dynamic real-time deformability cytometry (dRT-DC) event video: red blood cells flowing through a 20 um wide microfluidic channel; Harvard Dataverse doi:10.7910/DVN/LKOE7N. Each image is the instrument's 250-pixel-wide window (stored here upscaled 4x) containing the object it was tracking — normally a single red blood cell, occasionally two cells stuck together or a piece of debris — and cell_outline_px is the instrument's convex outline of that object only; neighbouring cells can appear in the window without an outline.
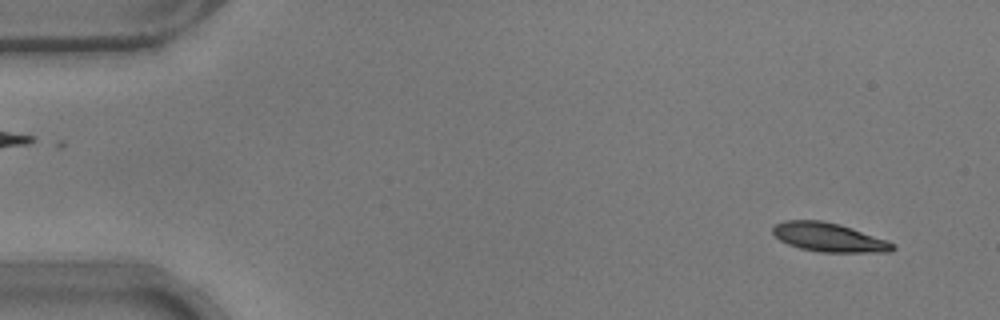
{"species": "common noctule bat (a hibernating species)", "species_latin": "Nyctalus noctula", "temperature_condition": "warm", "stored_images_in_passage": 52, "camera_frame_rate_fps": 3000, "um_per_image_px": 0.085, "animal": {"sex": "male", "body_mass_g": 17.9}, "frame": {"image": 1, "passage_image": 3, "time_ms": 0.667, "image_size_px": [1000, 320], "cell_outline_px": [[896, 248], [892, 252], [820, 252], [800, 248], [788, 244], [780, 240], [772, 232], [772, 228], [776, 224], [784, 220], [820, 220], [840, 224], [888, 240], [896, 244]], "centroid_in_image_um": [70.49, 20.17], "position_along_channel_um": 14.5, "area_um2": 20.29}}
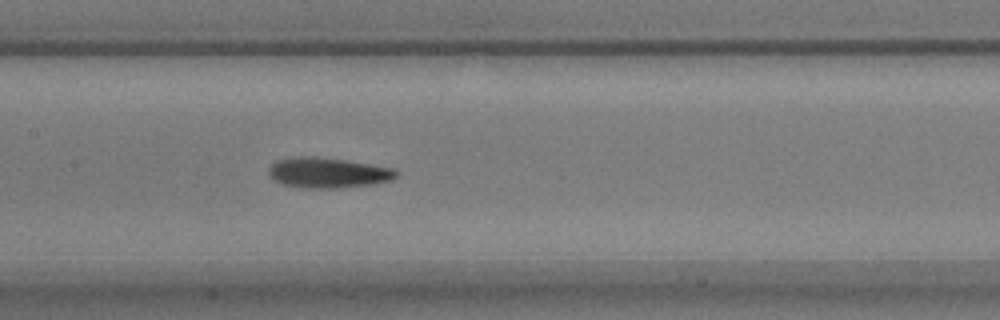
{"frame": {"image": 2, "passage_image": 25, "time_ms": 8.0, "image_size_px": [1000, 320], "cell_outline_px": [[400, 172], [392, 180], [372, 184], [336, 188], [300, 188], [280, 184], [268, 176], [268, 168], [276, 160], [296, 156], [316, 156], [344, 160], [392, 168]], "centroid_in_image_um": [27.81, 14.68], "position_along_channel_um": 179.6, "area_um2": 22.72}}
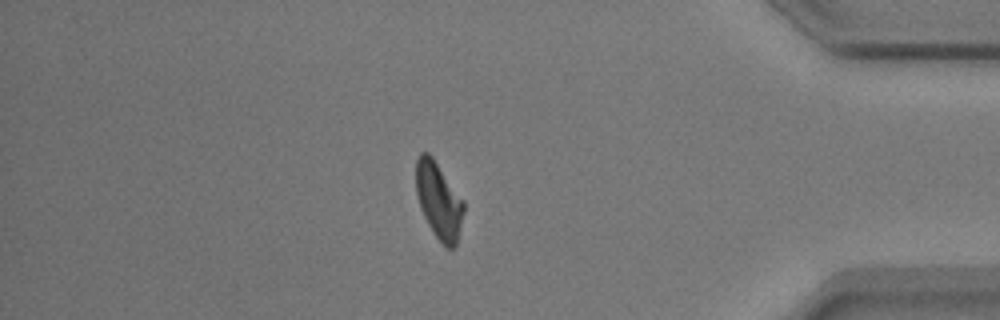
{"frame": {"image": 3, "passage_image": 45, "time_ms": 14.667, "image_size_px": [1000, 320], "cell_outline_px": [[464, 212], [456, 244], [452, 248], [448, 248], [432, 232], [420, 208], [416, 196], [416, 160], [420, 152], [428, 152], [432, 156], [464, 200]], "centroid_in_image_um": [37.28, 17.01], "position_along_channel_um": 397.9, "area_um2": 21.21}, "authors_computed_cell_mechanics": {"area_um2": 21.097, "velocity_mm_per_s": 3.7779, "shape_relaxation_time_tau1_ms": 3.7783, "shape_relaxation_time_tau2_ms": 2.3828, "deformation_change_tau1": 0.1688, "deformation_change_tau2": 0.1164}}